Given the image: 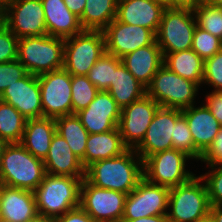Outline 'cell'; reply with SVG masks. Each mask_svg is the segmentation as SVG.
<instances>
[{
	"instance_id": "816d5d0a",
	"label": "cell",
	"mask_w": 222,
	"mask_h": 222,
	"mask_svg": "<svg viewBox=\"0 0 222 222\" xmlns=\"http://www.w3.org/2000/svg\"><path fill=\"white\" fill-rule=\"evenodd\" d=\"M195 222H215L214 218L212 217V215L209 213L207 216L196 220Z\"/></svg>"
},
{
	"instance_id": "f5cc1de1",
	"label": "cell",
	"mask_w": 222,
	"mask_h": 222,
	"mask_svg": "<svg viewBox=\"0 0 222 222\" xmlns=\"http://www.w3.org/2000/svg\"><path fill=\"white\" fill-rule=\"evenodd\" d=\"M11 0H0V13L8 6Z\"/></svg>"
},
{
	"instance_id": "f35d334b",
	"label": "cell",
	"mask_w": 222,
	"mask_h": 222,
	"mask_svg": "<svg viewBox=\"0 0 222 222\" xmlns=\"http://www.w3.org/2000/svg\"><path fill=\"white\" fill-rule=\"evenodd\" d=\"M28 71L23 64L16 60L0 63V96L3 91L14 82L25 77Z\"/></svg>"
},
{
	"instance_id": "60d3db41",
	"label": "cell",
	"mask_w": 222,
	"mask_h": 222,
	"mask_svg": "<svg viewBox=\"0 0 222 222\" xmlns=\"http://www.w3.org/2000/svg\"><path fill=\"white\" fill-rule=\"evenodd\" d=\"M200 160L207 166L222 165V126L209 148L201 155Z\"/></svg>"
},
{
	"instance_id": "1f68e13d",
	"label": "cell",
	"mask_w": 222,
	"mask_h": 222,
	"mask_svg": "<svg viewBox=\"0 0 222 222\" xmlns=\"http://www.w3.org/2000/svg\"><path fill=\"white\" fill-rule=\"evenodd\" d=\"M121 63L120 58L105 51L86 76L99 91H107L113 81L115 69Z\"/></svg>"
},
{
	"instance_id": "83f0119b",
	"label": "cell",
	"mask_w": 222,
	"mask_h": 222,
	"mask_svg": "<svg viewBox=\"0 0 222 222\" xmlns=\"http://www.w3.org/2000/svg\"><path fill=\"white\" fill-rule=\"evenodd\" d=\"M163 64L170 71L201 86L204 60L192 49L166 54Z\"/></svg>"
},
{
	"instance_id": "8992f818",
	"label": "cell",
	"mask_w": 222,
	"mask_h": 222,
	"mask_svg": "<svg viewBox=\"0 0 222 222\" xmlns=\"http://www.w3.org/2000/svg\"><path fill=\"white\" fill-rule=\"evenodd\" d=\"M198 89V84L184 79L163 64L146 87V94L161 107L183 110L194 105Z\"/></svg>"
},
{
	"instance_id": "4316f807",
	"label": "cell",
	"mask_w": 222,
	"mask_h": 222,
	"mask_svg": "<svg viewBox=\"0 0 222 222\" xmlns=\"http://www.w3.org/2000/svg\"><path fill=\"white\" fill-rule=\"evenodd\" d=\"M120 109L130 105L146 94V87L121 63L114 72L107 90Z\"/></svg>"
},
{
	"instance_id": "d590c367",
	"label": "cell",
	"mask_w": 222,
	"mask_h": 222,
	"mask_svg": "<svg viewBox=\"0 0 222 222\" xmlns=\"http://www.w3.org/2000/svg\"><path fill=\"white\" fill-rule=\"evenodd\" d=\"M191 49L205 61L222 49V40L196 26Z\"/></svg>"
},
{
	"instance_id": "8d00e7d4",
	"label": "cell",
	"mask_w": 222,
	"mask_h": 222,
	"mask_svg": "<svg viewBox=\"0 0 222 222\" xmlns=\"http://www.w3.org/2000/svg\"><path fill=\"white\" fill-rule=\"evenodd\" d=\"M214 87L213 91H222V49L204 61L202 84Z\"/></svg>"
},
{
	"instance_id": "c3c4849f",
	"label": "cell",
	"mask_w": 222,
	"mask_h": 222,
	"mask_svg": "<svg viewBox=\"0 0 222 222\" xmlns=\"http://www.w3.org/2000/svg\"><path fill=\"white\" fill-rule=\"evenodd\" d=\"M28 222H55V219L38 215L36 218H34Z\"/></svg>"
},
{
	"instance_id": "f546056e",
	"label": "cell",
	"mask_w": 222,
	"mask_h": 222,
	"mask_svg": "<svg viewBox=\"0 0 222 222\" xmlns=\"http://www.w3.org/2000/svg\"><path fill=\"white\" fill-rule=\"evenodd\" d=\"M56 132L69 144L73 153L82 160L85 156L88 131L82 125L76 114L55 118Z\"/></svg>"
},
{
	"instance_id": "ee69618b",
	"label": "cell",
	"mask_w": 222,
	"mask_h": 222,
	"mask_svg": "<svg viewBox=\"0 0 222 222\" xmlns=\"http://www.w3.org/2000/svg\"><path fill=\"white\" fill-rule=\"evenodd\" d=\"M201 0H166V8L193 10Z\"/></svg>"
},
{
	"instance_id": "ba28073f",
	"label": "cell",
	"mask_w": 222,
	"mask_h": 222,
	"mask_svg": "<svg viewBox=\"0 0 222 222\" xmlns=\"http://www.w3.org/2000/svg\"><path fill=\"white\" fill-rule=\"evenodd\" d=\"M106 51L103 31L84 30L65 38L63 68L70 75H87Z\"/></svg>"
},
{
	"instance_id": "836d02e7",
	"label": "cell",
	"mask_w": 222,
	"mask_h": 222,
	"mask_svg": "<svg viewBox=\"0 0 222 222\" xmlns=\"http://www.w3.org/2000/svg\"><path fill=\"white\" fill-rule=\"evenodd\" d=\"M197 26L222 40V8L200 2L193 9Z\"/></svg>"
},
{
	"instance_id": "d6a6232c",
	"label": "cell",
	"mask_w": 222,
	"mask_h": 222,
	"mask_svg": "<svg viewBox=\"0 0 222 222\" xmlns=\"http://www.w3.org/2000/svg\"><path fill=\"white\" fill-rule=\"evenodd\" d=\"M99 90L85 75H71L72 114L87 108Z\"/></svg>"
},
{
	"instance_id": "ab89813d",
	"label": "cell",
	"mask_w": 222,
	"mask_h": 222,
	"mask_svg": "<svg viewBox=\"0 0 222 222\" xmlns=\"http://www.w3.org/2000/svg\"><path fill=\"white\" fill-rule=\"evenodd\" d=\"M18 40L0 20V63L17 59Z\"/></svg>"
},
{
	"instance_id": "7dc6e473",
	"label": "cell",
	"mask_w": 222,
	"mask_h": 222,
	"mask_svg": "<svg viewBox=\"0 0 222 222\" xmlns=\"http://www.w3.org/2000/svg\"><path fill=\"white\" fill-rule=\"evenodd\" d=\"M210 214L214 218L215 222H222V205L211 206Z\"/></svg>"
},
{
	"instance_id": "52a82bcc",
	"label": "cell",
	"mask_w": 222,
	"mask_h": 222,
	"mask_svg": "<svg viewBox=\"0 0 222 222\" xmlns=\"http://www.w3.org/2000/svg\"><path fill=\"white\" fill-rule=\"evenodd\" d=\"M196 26L193 10L166 8L155 34L163 57L168 53L191 49Z\"/></svg>"
},
{
	"instance_id": "74e56055",
	"label": "cell",
	"mask_w": 222,
	"mask_h": 222,
	"mask_svg": "<svg viewBox=\"0 0 222 222\" xmlns=\"http://www.w3.org/2000/svg\"><path fill=\"white\" fill-rule=\"evenodd\" d=\"M211 169L204 175H200L207 186L209 202L211 206L222 205V165L209 166Z\"/></svg>"
},
{
	"instance_id": "7402d4cb",
	"label": "cell",
	"mask_w": 222,
	"mask_h": 222,
	"mask_svg": "<svg viewBox=\"0 0 222 222\" xmlns=\"http://www.w3.org/2000/svg\"><path fill=\"white\" fill-rule=\"evenodd\" d=\"M182 115L187 120L195 148L203 154L218 134L221 124L205 104L183 109Z\"/></svg>"
},
{
	"instance_id": "30bf717a",
	"label": "cell",
	"mask_w": 222,
	"mask_h": 222,
	"mask_svg": "<svg viewBox=\"0 0 222 222\" xmlns=\"http://www.w3.org/2000/svg\"><path fill=\"white\" fill-rule=\"evenodd\" d=\"M0 20L18 39L47 35L41 0H11Z\"/></svg>"
},
{
	"instance_id": "4fadbf2b",
	"label": "cell",
	"mask_w": 222,
	"mask_h": 222,
	"mask_svg": "<svg viewBox=\"0 0 222 222\" xmlns=\"http://www.w3.org/2000/svg\"><path fill=\"white\" fill-rule=\"evenodd\" d=\"M169 190L170 188L153 184L143 177L126 196L121 220L167 215Z\"/></svg>"
},
{
	"instance_id": "3957f363",
	"label": "cell",
	"mask_w": 222,
	"mask_h": 222,
	"mask_svg": "<svg viewBox=\"0 0 222 222\" xmlns=\"http://www.w3.org/2000/svg\"><path fill=\"white\" fill-rule=\"evenodd\" d=\"M45 166L20 143L8 144L0 163V184L34 191L43 180Z\"/></svg>"
},
{
	"instance_id": "8fae6325",
	"label": "cell",
	"mask_w": 222,
	"mask_h": 222,
	"mask_svg": "<svg viewBox=\"0 0 222 222\" xmlns=\"http://www.w3.org/2000/svg\"><path fill=\"white\" fill-rule=\"evenodd\" d=\"M127 194L97 187L86 178L81 185L80 206L95 222H120Z\"/></svg>"
},
{
	"instance_id": "cb8c5ba5",
	"label": "cell",
	"mask_w": 222,
	"mask_h": 222,
	"mask_svg": "<svg viewBox=\"0 0 222 222\" xmlns=\"http://www.w3.org/2000/svg\"><path fill=\"white\" fill-rule=\"evenodd\" d=\"M122 64L134 77L147 87L163 65L164 57L156 41L148 46L141 47L121 58Z\"/></svg>"
},
{
	"instance_id": "f1b7e54d",
	"label": "cell",
	"mask_w": 222,
	"mask_h": 222,
	"mask_svg": "<svg viewBox=\"0 0 222 222\" xmlns=\"http://www.w3.org/2000/svg\"><path fill=\"white\" fill-rule=\"evenodd\" d=\"M116 0H86L82 16L79 18L84 30L103 31L115 18Z\"/></svg>"
},
{
	"instance_id": "d4e9b609",
	"label": "cell",
	"mask_w": 222,
	"mask_h": 222,
	"mask_svg": "<svg viewBox=\"0 0 222 222\" xmlns=\"http://www.w3.org/2000/svg\"><path fill=\"white\" fill-rule=\"evenodd\" d=\"M55 133L56 123L54 118L27 119L20 144L33 156L44 160Z\"/></svg>"
},
{
	"instance_id": "7c38bea8",
	"label": "cell",
	"mask_w": 222,
	"mask_h": 222,
	"mask_svg": "<svg viewBox=\"0 0 222 222\" xmlns=\"http://www.w3.org/2000/svg\"><path fill=\"white\" fill-rule=\"evenodd\" d=\"M43 117L72 114L71 75L64 69L38 75Z\"/></svg>"
},
{
	"instance_id": "681fc988",
	"label": "cell",
	"mask_w": 222,
	"mask_h": 222,
	"mask_svg": "<svg viewBox=\"0 0 222 222\" xmlns=\"http://www.w3.org/2000/svg\"><path fill=\"white\" fill-rule=\"evenodd\" d=\"M201 2H204L211 6H218V7L222 6V0H201Z\"/></svg>"
},
{
	"instance_id": "b9f144b4",
	"label": "cell",
	"mask_w": 222,
	"mask_h": 222,
	"mask_svg": "<svg viewBox=\"0 0 222 222\" xmlns=\"http://www.w3.org/2000/svg\"><path fill=\"white\" fill-rule=\"evenodd\" d=\"M206 98L205 105L222 126V91H212Z\"/></svg>"
},
{
	"instance_id": "277c9868",
	"label": "cell",
	"mask_w": 222,
	"mask_h": 222,
	"mask_svg": "<svg viewBox=\"0 0 222 222\" xmlns=\"http://www.w3.org/2000/svg\"><path fill=\"white\" fill-rule=\"evenodd\" d=\"M65 39L50 35L23 37L18 40L17 60L32 75L63 68Z\"/></svg>"
},
{
	"instance_id": "9f6ffc18",
	"label": "cell",
	"mask_w": 222,
	"mask_h": 222,
	"mask_svg": "<svg viewBox=\"0 0 222 222\" xmlns=\"http://www.w3.org/2000/svg\"><path fill=\"white\" fill-rule=\"evenodd\" d=\"M2 218V211H1V207H0V219Z\"/></svg>"
},
{
	"instance_id": "f6af8a7d",
	"label": "cell",
	"mask_w": 222,
	"mask_h": 222,
	"mask_svg": "<svg viewBox=\"0 0 222 222\" xmlns=\"http://www.w3.org/2000/svg\"><path fill=\"white\" fill-rule=\"evenodd\" d=\"M68 9L77 17H81L85 8L86 0H64Z\"/></svg>"
},
{
	"instance_id": "2e32d148",
	"label": "cell",
	"mask_w": 222,
	"mask_h": 222,
	"mask_svg": "<svg viewBox=\"0 0 222 222\" xmlns=\"http://www.w3.org/2000/svg\"><path fill=\"white\" fill-rule=\"evenodd\" d=\"M182 110L159 106L141 143L134 149L144 160L155 153L173 148L174 124Z\"/></svg>"
},
{
	"instance_id": "7bdbcfd3",
	"label": "cell",
	"mask_w": 222,
	"mask_h": 222,
	"mask_svg": "<svg viewBox=\"0 0 222 222\" xmlns=\"http://www.w3.org/2000/svg\"><path fill=\"white\" fill-rule=\"evenodd\" d=\"M55 222H95L93 218L81 207H76L67 211L60 217L55 219Z\"/></svg>"
},
{
	"instance_id": "d6986e66",
	"label": "cell",
	"mask_w": 222,
	"mask_h": 222,
	"mask_svg": "<svg viewBox=\"0 0 222 222\" xmlns=\"http://www.w3.org/2000/svg\"><path fill=\"white\" fill-rule=\"evenodd\" d=\"M166 6L159 0H123L118 2L116 20L157 33Z\"/></svg>"
},
{
	"instance_id": "44dd1931",
	"label": "cell",
	"mask_w": 222,
	"mask_h": 222,
	"mask_svg": "<svg viewBox=\"0 0 222 222\" xmlns=\"http://www.w3.org/2000/svg\"><path fill=\"white\" fill-rule=\"evenodd\" d=\"M45 172L52 175L85 177L81 160L70 149L66 140L57 132L54 134L47 156L43 160Z\"/></svg>"
},
{
	"instance_id": "603a6c76",
	"label": "cell",
	"mask_w": 222,
	"mask_h": 222,
	"mask_svg": "<svg viewBox=\"0 0 222 222\" xmlns=\"http://www.w3.org/2000/svg\"><path fill=\"white\" fill-rule=\"evenodd\" d=\"M41 2L48 35L65 39L84 31L79 17L68 9L64 0H41Z\"/></svg>"
},
{
	"instance_id": "5b68a950",
	"label": "cell",
	"mask_w": 222,
	"mask_h": 222,
	"mask_svg": "<svg viewBox=\"0 0 222 222\" xmlns=\"http://www.w3.org/2000/svg\"><path fill=\"white\" fill-rule=\"evenodd\" d=\"M210 207L208 189L201 176L194 175L188 182L169 190V222H195L207 216Z\"/></svg>"
},
{
	"instance_id": "11a10c76",
	"label": "cell",
	"mask_w": 222,
	"mask_h": 222,
	"mask_svg": "<svg viewBox=\"0 0 222 222\" xmlns=\"http://www.w3.org/2000/svg\"><path fill=\"white\" fill-rule=\"evenodd\" d=\"M159 1L163 2L165 4V6H166V0H159Z\"/></svg>"
},
{
	"instance_id": "484cf974",
	"label": "cell",
	"mask_w": 222,
	"mask_h": 222,
	"mask_svg": "<svg viewBox=\"0 0 222 222\" xmlns=\"http://www.w3.org/2000/svg\"><path fill=\"white\" fill-rule=\"evenodd\" d=\"M127 149L123 144L118 127L104 133L89 134L85 156L81 160L82 166L86 169L93 162L117 157Z\"/></svg>"
},
{
	"instance_id": "ac0fdd59",
	"label": "cell",
	"mask_w": 222,
	"mask_h": 222,
	"mask_svg": "<svg viewBox=\"0 0 222 222\" xmlns=\"http://www.w3.org/2000/svg\"><path fill=\"white\" fill-rule=\"evenodd\" d=\"M0 100L12 105L26 119L43 117L40 85L36 75L28 73L8 86L1 94Z\"/></svg>"
},
{
	"instance_id": "4dcf8cb0",
	"label": "cell",
	"mask_w": 222,
	"mask_h": 222,
	"mask_svg": "<svg viewBox=\"0 0 222 222\" xmlns=\"http://www.w3.org/2000/svg\"><path fill=\"white\" fill-rule=\"evenodd\" d=\"M27 119L12 105L0 100V137L8 144L20 143Z\"/></svg>"
},
{
	"instance_id": "e0dca14e",
	"label": "cell",
	"mask_w": 222,
	"mask_h": 222,
	"mask_svg": "<svg viewBox=\"0 0 222 222\" xmlns=\"http://www.w3.org/2000/svg\"><path fill=\"white\" fill-rule=\"evenodd\" d=\"M120 114L121 109L108 91H99L87 108L76 113L89 134L116 129Z\"/></svg>"
},
{
	"instance_id": "5bb4252c",
	"label": "cell",
	"mask_w": 222,
	"mask_h": 222,
	"mask_svg": "<svg viewBox=\"0 0 222 222\" xmlns=\"http://www.w3.org/2000/svg\"><path fill=\"white\" fill-rule=\"evenodd\" d=\"M158 107L159 104L145 94L121 109L118 129L128 149H135L141 143Z\"/></svg>"
},
{
	"instance_id": "f907efd6",
	"label": "cell",
	"mask_w": 222,
	"mask_h": 222,
	"mask_svg": "<svg viewBox=\"0 0 222 222\" xmlns=\"http://www.w3.org/2000/svg\"><path fill=\"white\" fill-rule=\"evenodd\" d=\"M7 145L8 143L0 137V163H1V158L3 155L4 149Z\"/></svg>"
},
{
	"instance_id": "ffe728a7",
	"label": "cell",
	"mask_w": 222,
	"mask_h": 222,
	"mask_svg": "<svg viewBox=\"0 0 222 222\" xmlns=\"http://www.w3.org/2000/svg\"><path fill=\"white\" fill-rule=\"evenodd\" d=\"M2 217L12 222H28L38 216L34 192L0 184Z\"/></svg>"
},
{
	"instance_id": "bcb514c9",
	"label": "cell",
	"mask_w": 222,
	"mask_h": 222,
	"mask_svg": "<svg viewBox=\"0 0 222 222\" xmlns=\"http://www.w3.org/2000/svg\"><path fill=\"white\" fill-rule=\"evenodd\" d=\"M120 222H169L167 215H156L135 220H121Z\"/></svg>"
},
{
	"instance_id": "db71d44e",
	"label": "cell",
	"mask_w": 222,
	"mask_h": 222,
	"mask_svg": "<svg viewBox=\"0 0 222 222\" xmlns=\"http://www.w3.org/2000/svg\"><path fill=\"white\" fill-rule=\"evenodd\" d=\"M0 222H12V221H10V220L5 219V218L2 217V218L0 219Z\"/></svg>"
},
{
	"instance_id": "e575fe53",
	"label": "cell",
	"mask_w": 222,
	"mask_h": 222,
	"mask_svg": "<svg viewBox=\"0 0 222 222\" xmlns=\"http://www.w3.org/2000/svg\"><path fill=\"white\" fill-rule=\"evenodd\" d=\"M172 144L173 149L185 152L192 160H200L202 154L194 146L192 134L189 130L187 120L183 115H181L174 124Z\"/></svg>"
},
{
	"instance_id": "9a60e30c",
	"label": "cell",
	"mask_w": 222,
	"mask_h": 222,
	"mask_svg": "<svg viewBox=\"0 0 222 222\" xmlns=\"http://www.w3.org/2000/svg\"><path fill=\"white\" fill-rule=\"evenodd\" d=\"M106 52L122 58L138 48L153 44L155 33L137 25L125 24L114 19L104 30Z\"/></svg>"
},
{
	"instance_id": "9c48e42d",
	"label": "cell",
	"mask_w": 222,
	"mask_h": 222,
	"mask_svg": "<svg viewBox=\"0 0 222 222\" xmlns=\"http://www.w3.org/2000/svg\"><path fill=\"white\" fill-rule=\"evenodd\" d=\"M192 158L176 149L161 151L143 160V177L168 188L188 182L194 175L186 170V161Z\"/></svg>"
},
{
	"instance_id": "7a4b0ae2",
	"label": "cell",
	"mask_w": 222,
	"mask_h": 222,
	"mask_svg": "<svg viewBox=\"0 0 222 222\" xmlns=\"http://www.w3.org/2000/svg\"><path fill=\"white\" fill-rule=\"evenodd\" d=\"M84 178L46 173L33 191L38 215L56 219L67 211L79 207Z\"/></svg>"
},
{
	"instance_id": "6da1fadb",
	"label": "cell",
	"mask_w": 222,
	"mask_h": 222,
	"mask_svg": "<svg viewBox=\"0 0 222 222\" xmlns=\"http://www.w3.org/2000/svg\"><path fill=\"white\" fill-rule=\"evenodd\" d=\"M85 178L93 185L129 194L143 178V160L134 149L121 155L93 162L85 169Z\"/></svg>"
}]
</instances>
